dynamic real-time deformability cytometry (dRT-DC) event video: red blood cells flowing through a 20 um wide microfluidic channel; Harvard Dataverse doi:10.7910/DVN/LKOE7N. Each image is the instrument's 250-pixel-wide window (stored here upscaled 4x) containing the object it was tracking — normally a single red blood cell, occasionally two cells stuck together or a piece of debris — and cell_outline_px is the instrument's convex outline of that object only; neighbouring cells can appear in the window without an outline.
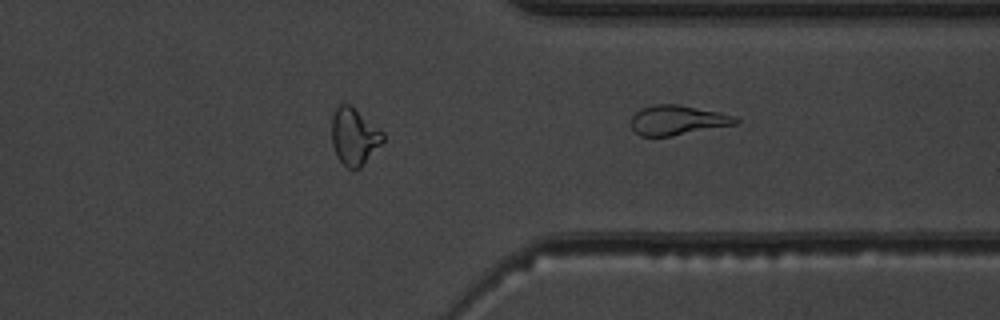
{"species": "common noctule bat (a hibernating species)", "species_latin": "Nyctalus noctula", "temperature_condition": "warm", "stored_images_in_passage": 24, "camera_frame_rate_fps": 3000, "um_per_image_px": 0.085, "animal": {"sex": "male", "body_mass_g": 19.5, "forearm_length_mm": 54.6}, "frame": {"image": 1, "passage_image": 24, "time_ms": 7.667, "image_size_px": [1000, 320], "cell_outline_px": [[740, 120], [736, 124], [672, 136], [640, 136], [632, 128], [632, 116], [640, 108], [656, 104], [676, 104], [720, 112], [736, 116]], "centroid_in_image_um": [57.6, 10.21], "position_along_channel_um": 353.8, "area_um2": 18.03}}